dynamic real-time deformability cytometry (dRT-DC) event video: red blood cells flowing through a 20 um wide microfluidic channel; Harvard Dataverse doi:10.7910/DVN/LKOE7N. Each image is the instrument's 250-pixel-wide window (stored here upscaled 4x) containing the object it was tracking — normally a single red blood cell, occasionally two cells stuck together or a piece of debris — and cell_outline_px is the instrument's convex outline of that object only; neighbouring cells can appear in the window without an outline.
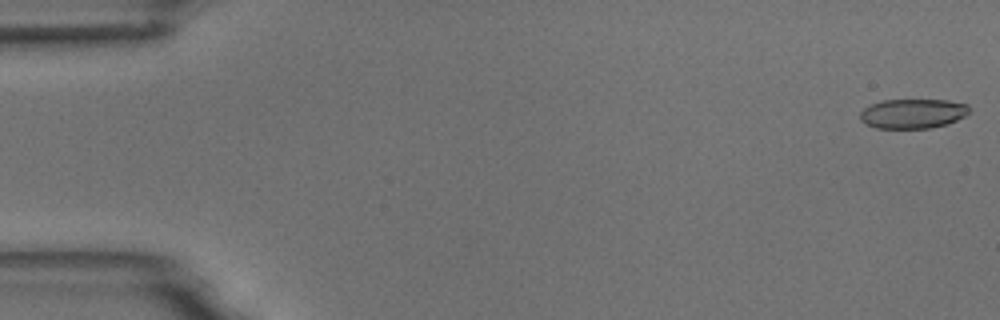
{"species": "common noctule bat (a hibernating species)", "species_latin": "Nyctalus noctula", "temperature_condition": "room temperature", "stored_images_in_passage": 6, "camera_frame_rate_fps": 3000, "um_per_image_px": 0.085, "animal": {"sex": "male", "body_mass_g": 18.8}, "frame": {"image": 1, "passage_image": 1, "time_ms": 0.0, "image_size_px": [1000, 320], "cell_outline_px": [[968, 112], [964, 116], [948, 124], [932, 128], [876, 128], [864, 124], [860, 120], [860, 112], [864, 108], [872, 104], [884, 100], [948, 100], [968, 104]], "centroid_in_image_um": [77.57, 9.66], "position_along_channel_um": 7.4, "area_um2": 18.84}}
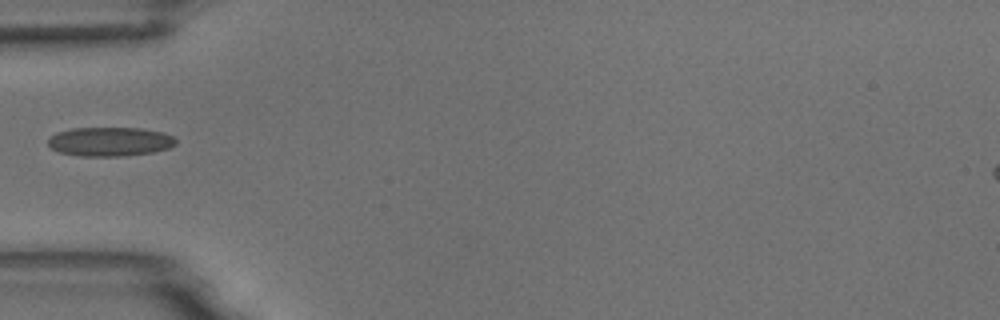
{"frame": {"image": 2, "passage_image": 5, "time_ms": 5.667, "image_size_px": [1000, 320], "cell_outline_px": [[176, 144], [168, 148], [152, 152], [124, 156], [80, 156], [60, 152], [52, 148], [48, 144], [48, 140], [56, 132], [72, 128], [140, 128], [164, 132], [172, 136], [176, 140]], "centroid_in_image_um": [9.35, 12.03], "position_along_channel_um": 75.7, "area_um2": 21.62}}